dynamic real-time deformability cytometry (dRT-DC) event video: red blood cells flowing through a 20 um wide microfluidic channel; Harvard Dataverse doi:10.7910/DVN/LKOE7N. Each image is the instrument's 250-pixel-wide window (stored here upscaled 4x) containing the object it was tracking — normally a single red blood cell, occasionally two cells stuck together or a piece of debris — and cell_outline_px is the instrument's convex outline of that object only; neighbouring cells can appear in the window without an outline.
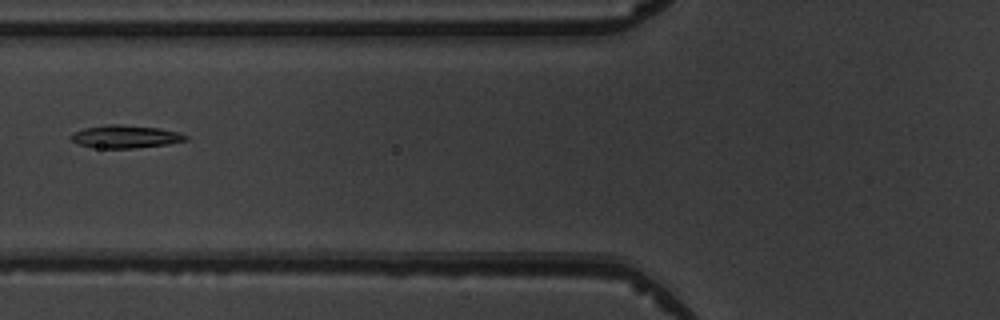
{"species": "common noctule bat (a hibernating species)", "species_latin": "Nyctalus noctula", "temperature_condition": "warm", "stored_images_in_passage": 7, "camera_frame_rate_fps": 3000, "um_per_image_px": 0.085, "animal": {"sex": "male", "body_mass_g": 19.5, "forearm_length_mm": 54.6}, "frame": {"image": 1, "passage_image": 6, "time_ms": 6.667, "image_size_px": [1000, 320], "cell_outline_px": [[188, 140], [168, 144], [136, 148], [92, 148], [80, 144], [72, 140], [68, 136], [72, 132], [84, 128], [108, 124], [120, 124], [160, 128], [180, 132], [188, 136]], "centroid_in_image_um": [10.66, 11.61], "position_along_channel_um": 115.1, "area_um2": 15.49}}
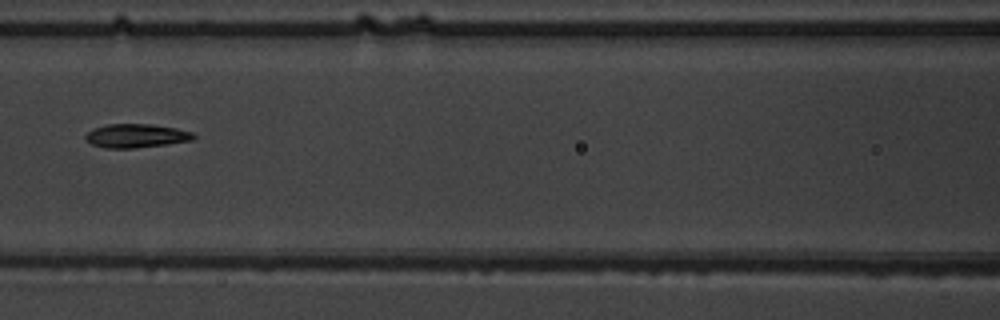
{"frame": {"image": 2, "passage_image": 7, "time_ms": 7.667, "image_size_px": [1000, 320], "cell_outline_px": [[196, 136], [192, 140], [168, 144], [132, 148], [104, 148], [92, 144], [84, 140], [84, 136], [92, 128], [108, 124], [152, 124], [176, 128], [192, 132]], "centroid_in_image_um": [11.54, 11.54], "position_along_channel_um": 155.1, "area_um2": 15.03}}